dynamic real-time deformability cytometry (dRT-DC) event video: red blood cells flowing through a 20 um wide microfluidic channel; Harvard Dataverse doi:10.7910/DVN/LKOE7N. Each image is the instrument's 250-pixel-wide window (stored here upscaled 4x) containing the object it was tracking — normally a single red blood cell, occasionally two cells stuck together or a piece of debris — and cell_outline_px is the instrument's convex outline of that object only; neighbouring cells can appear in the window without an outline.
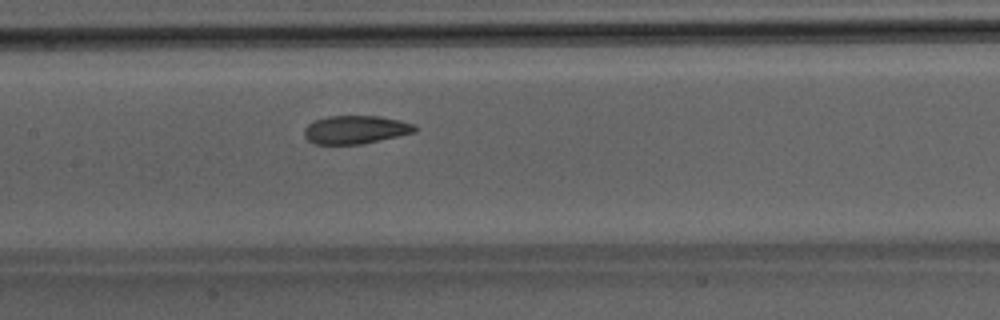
{"species": "Egyptian fruit bat (a non-hibernating species)", "species_latin": "Rousettus aegyptiacus", "temperature_condition": "room temperature", "stored_images_in_passage": 37, "camera_frame_rate_fps": 3000, "um_per_image_px": 0.085, "animal": {"sex": "male"}, "frame": {"image": 1, "passage_image": 12, "time_ms": 3.667, "image_size_px": [1000, 320], "cell_outline_px": [[416, 132], [360, 144], [316, 144], [308, 140], [304, 136], [304, 128], [312, 120], [328, 116], [380, 116], [400, 120], [416, 124]], "centroid_in_image_um": [30.21, 11.01], "position_along_channel_um": 177.2, "area_um2": 18.26}}
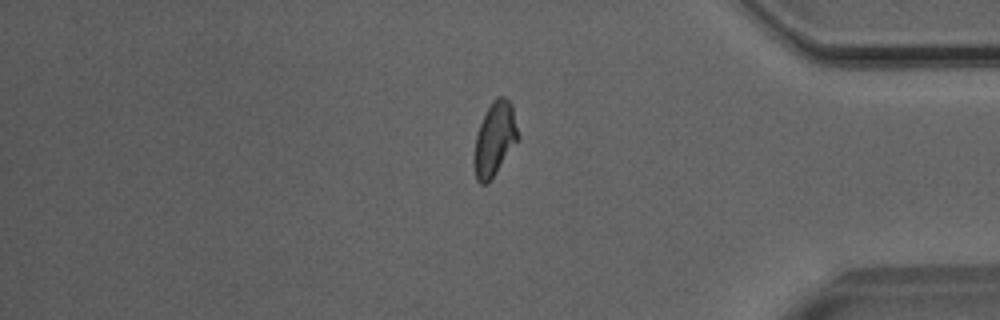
{"frame": {"image": 2, "passage_image": 29, "time_ms": 9.333, "image_size_px": [1000, 320], "cell_outline_px": [[520, 136], [488, 184], [480, 184], [476, 180], [472, 164], [472, 160], [476, 136], [480, 124], [492, 100], [496, 96], [504, 96], [512, 104]], "centroid_in_image_um": [42.03, 11.83], "position_along_channel_um": 393.2, "area_um2": 19.02}}
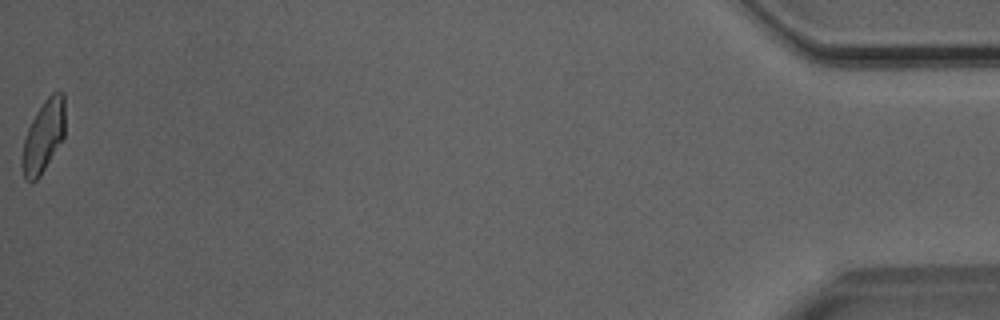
{"frame": {"image": 3, "passage_image": 37, "time_ms": 12.0, "image_size_px": [1000, 320], "cell_outline_px": [[64, 136], [40, 176], [36, 180], [24, 180], [20, 164], [20, 160], [24, 140], [28, 128], [36, 112], [44, 100], [52, 92], [64, 92]], "centroid_in_image_um": [3.67, 11.59], "position_along_channel_um": 431.5, "area_um2": 17.98}}